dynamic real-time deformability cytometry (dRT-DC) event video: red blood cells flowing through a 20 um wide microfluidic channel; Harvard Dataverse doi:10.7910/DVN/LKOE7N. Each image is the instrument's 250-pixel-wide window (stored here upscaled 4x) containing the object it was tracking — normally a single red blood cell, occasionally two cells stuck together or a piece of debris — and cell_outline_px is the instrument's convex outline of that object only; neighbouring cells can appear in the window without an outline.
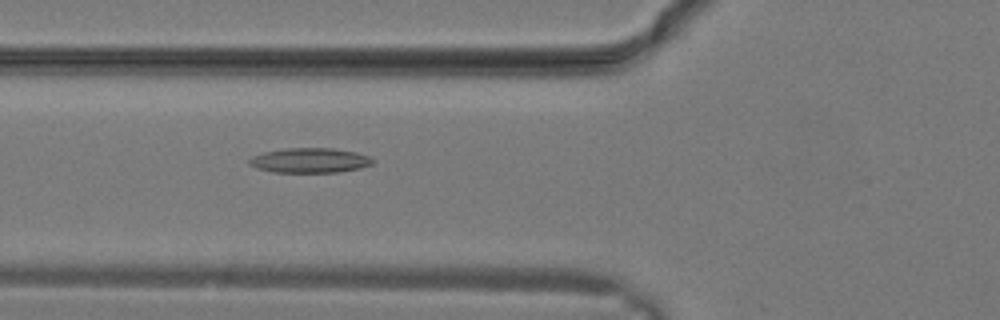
{"species": "common noctule bat (a hibernating species)", "species_latin": "Nyctalus noctula", "temperature_condition": "warm", "stored_images_in_passage": 12, "camera_frame_rate_fps": 3000, "um_per_image_px": 0.085, "animal": {"sex": "male", "body_mass_g": 19.2, "forearm_length_mm": 51.8}, "frame": {"image": 1, "passage_image": 12, "time_ms": 3.667, "image_size_px": [1000, 320], "cell_outline_px": [[376, 160], [372, 164], [360, 168], [340, 172], [272, 172], [256, 168], [248, 164], [248, 160], [252, 156], [264, 152], [288, 148], [332, 148], [356, 152], [368, 156]], "centroid_in_image_um": [26.33, 13.64], "position_along_channel_um": 99.5, "area_um2": 17.92}}